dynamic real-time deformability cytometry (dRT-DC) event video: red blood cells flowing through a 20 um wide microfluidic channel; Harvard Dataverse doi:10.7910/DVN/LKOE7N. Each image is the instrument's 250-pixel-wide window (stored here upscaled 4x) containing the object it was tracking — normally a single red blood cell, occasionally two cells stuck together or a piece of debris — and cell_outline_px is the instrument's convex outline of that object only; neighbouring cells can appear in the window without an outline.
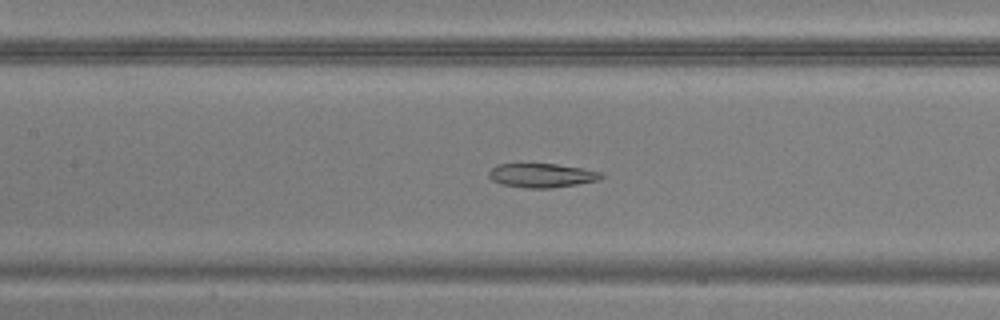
{"species": "common noctule bat (a hibernating species)", "species_latin": "Nyctalus noctula", "temperature_condition": "warm", "stored_images_in_passage": 39, "camera_frame_rate_fps": 3000, "um_per_image_px": 0.085, "animal": {"sex": "male", "body_mass_g": 20.5, "forearm_length_mm": 52.5}, "frame": {"image": 1, "passage_image": 11, "time_ms": 3.333, "image_size_px": [1000, 320], "cell_outline_px": [[604, 176], [600, 180], [576, 184], [548, 188], [528, 188], [500, 184], [492, 180], [488, 176], [488, 172], [496, 164], [556, 164], [584, 168], [600, 172]], "centroid_in_image_um": [46.04, 14.9], "position_along_channel_um": 161.4, "area_um2": 15.72}}
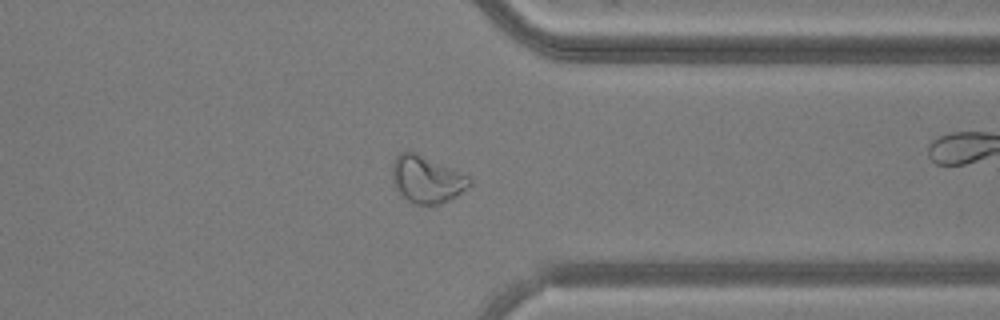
{"frame": {"image": 2, "passage_image": 27, "time_ms": 8.667, "image_size_px": [1000, 320], "cell_outline_px": [[472, 184], [456, 196], [440, 204], [412, 204], [400, 196], [392, 180], [392, 164], [396, 156], [400, 152], [416, 152], [468, 176], [472, 180]], "centroid_in_image_um": [36.24, 15.26], "position_along_channel_um": 375.2, "area_um2": 21.15}}
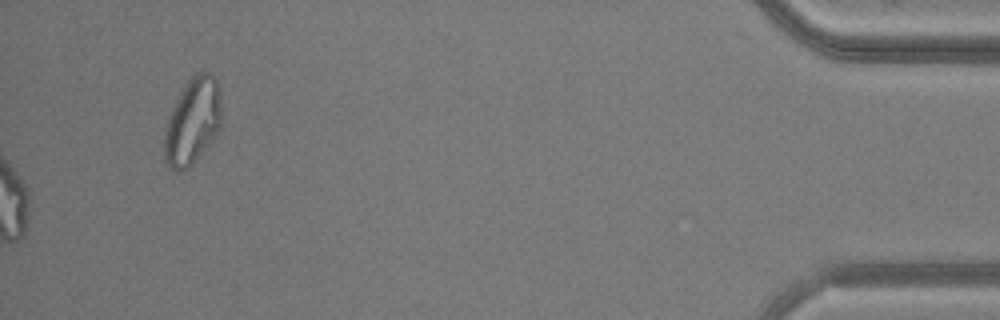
{"frame": {"image": 3, "passage_image": 39, "time_ms": 12.667, "image_size_px": [1000, 320], "cell_outline_px": [[220, 128], [192, 164], [188, 168], [180, 172], [176, 172], [168, 168], [164, 160], [164, 132], [172, 108], [188, 80], [196, 72], [208, 72], [216, 80], [220, 96]], "centroid_in_image_um": [16.33, 10.35], "position_along_channel_um": 418.9, "area_um2": 28.32}}